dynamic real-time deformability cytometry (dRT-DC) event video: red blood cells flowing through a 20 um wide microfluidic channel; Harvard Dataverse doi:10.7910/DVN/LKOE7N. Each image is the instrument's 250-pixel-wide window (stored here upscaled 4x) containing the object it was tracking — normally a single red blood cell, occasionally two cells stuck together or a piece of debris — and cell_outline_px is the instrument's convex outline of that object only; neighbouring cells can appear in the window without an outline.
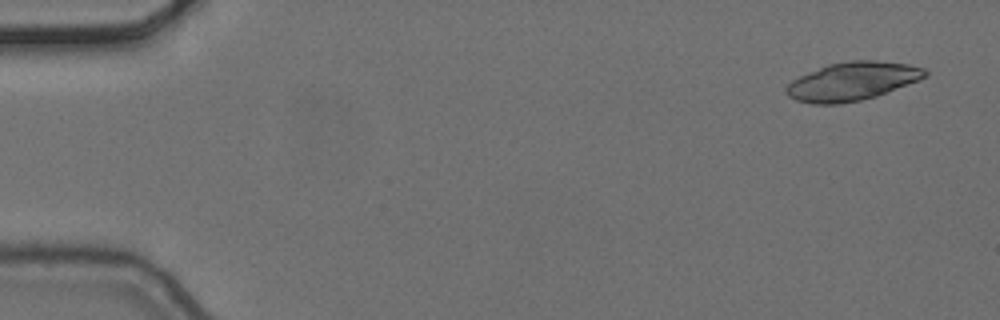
{"species": "common noctule bat (a hibernating species)", "species_latin": "Nyctalus noctula", "temperature_condition": "cold", "stored_images_in_passage": 6, "camera_frame_rate_fps": 3000, "um_per_image_px": 0.085, "animal": {"sex": "female", "body_mass_g": 24.6, "forearm_length_mm": 56.2}, "frame": {"image": 1, "passage_image": 1, "time_ms": 0.0, "image_size_px": [1000, 320], "cell_outline_px": [[928, 76], [920, 80], [876, 96], [860, 100], [840, 104], [812, 104], [796, 100], [788, 96], [784, 92], [784, 88], [792, 80], [808, 72], [828, 64], [852, 60], [876, 60], [908, 64], [924, 68], [928, 72]], "centroid_in_image_um": [72.44, 6.91], "position_along_channel_um": 12.6, "area_um2": 31.15}}